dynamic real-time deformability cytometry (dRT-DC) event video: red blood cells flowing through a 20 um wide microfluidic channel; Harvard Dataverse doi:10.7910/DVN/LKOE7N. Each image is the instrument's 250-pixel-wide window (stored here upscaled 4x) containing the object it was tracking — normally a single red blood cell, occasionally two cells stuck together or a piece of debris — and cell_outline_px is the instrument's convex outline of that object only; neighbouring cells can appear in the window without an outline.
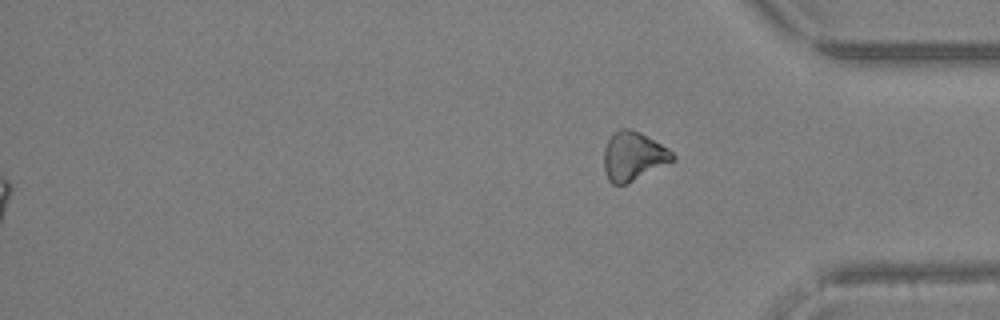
{"species": "Egyptian fruit bat (a non-hibernating species)", "species_latin": "Rousettus aegyptiacus", "temperature_condition": "warm", "stored_images_in_passage": 37, "segment_of_instrument_passage": [2, 2], "camera_frame_rate_fps": 3000, "um_per_image_px": 0.085, "animal": {"sex": "female"}, "frame": {"image": 1, "passage_image": 37, "time_ms": 12.0, "image_size_px": [1000, 320], "cell_outline_px": [[676, 160], [624, 184], [612, 184], [608, 180], [604, 168], [604, 148], [612, 132], [620, 128], [628, 128], [640, 132], [668, 148], [676, 156]], "centroid_in_image_um": [53.82, 13.25], "position_along_channel_um": 381.4, "area_um2": 19.48}}